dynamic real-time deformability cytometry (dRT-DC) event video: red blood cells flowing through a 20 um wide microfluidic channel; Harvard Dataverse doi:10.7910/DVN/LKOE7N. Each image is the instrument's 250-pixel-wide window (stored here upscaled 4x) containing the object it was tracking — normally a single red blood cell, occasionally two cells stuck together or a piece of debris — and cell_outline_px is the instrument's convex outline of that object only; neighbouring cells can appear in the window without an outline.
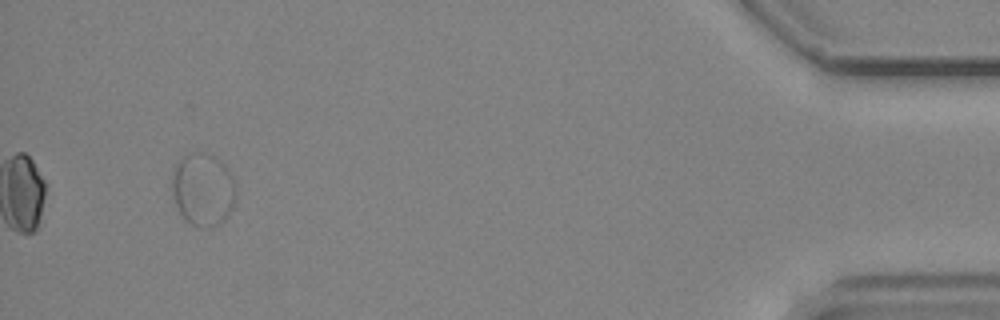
{"species": "common noctule bat (a hibernating species)", "species_latin": "Nyctalus noctula", "temperature_condition": "cold", "stored_images_in_passage": 43, "segment_of_instrument_passage": [2, 2], "camera_frame_rate_fps": 3000, "um_per_image_px": 0.085, "animal": {"sex": "male", "body_mass_g": 19.2, "forearm_length_mm": 51.8}, "frame": {"image": 1, "passage_image": 40, "time_ms": 13.0, "image_size_px": [1000, 320], "cell_outline_px": [[236, 192], [232, 208], [228, 216], [224, 220], [208, 228], [208, 156], [216, 156], [224, 164], [232, 176]], "centroid_in_image_um": [18.64, 16.27], "position_along_channel_um": 416.6, "area_um2": 10.69}}